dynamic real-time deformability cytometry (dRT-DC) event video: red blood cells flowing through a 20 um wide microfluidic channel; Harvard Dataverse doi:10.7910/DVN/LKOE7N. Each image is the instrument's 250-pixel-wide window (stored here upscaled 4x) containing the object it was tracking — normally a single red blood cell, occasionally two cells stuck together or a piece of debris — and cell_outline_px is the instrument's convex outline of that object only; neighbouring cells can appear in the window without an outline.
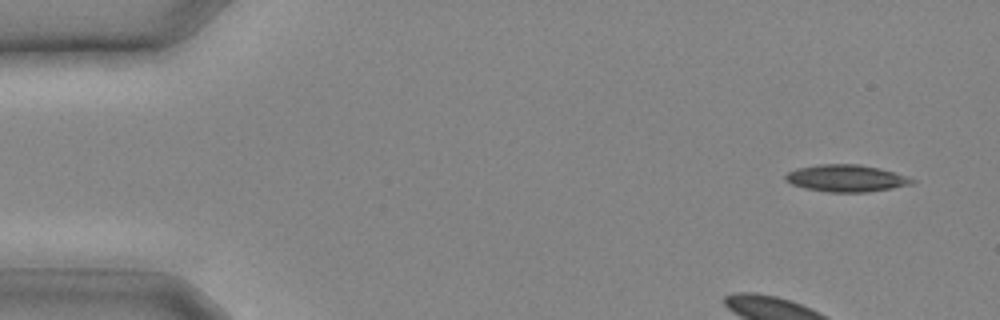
{"species": "common noctule bat (a hibernating species)", "species_latin": "Nyctalus noctula", "temperature_condition": "cold", "stored_images_in_passage": 6, "camera_frame_rate_fps": 3000, "um_per_image_px": 0.085, "animal": {"sex": "male", "body_mass_g": 20.4}, "frame": {"image": 1, "passage_image": 1, "time_ms": 0.0, "image_size_px": [1000, 320], "cell_outline_px": [[916, 180], [912, 184], [892, 188], [868, 192], [828, 192], [804, 188], [792, 184], [784, 180], [784, 176], [788, 172], [796, 168], [816, 164], [860, 164], [880, 168]], "centroid_in_image_um": [71.87, 15.15], "position_along_channel_um": 13.1, "area_um2": 19.94}}